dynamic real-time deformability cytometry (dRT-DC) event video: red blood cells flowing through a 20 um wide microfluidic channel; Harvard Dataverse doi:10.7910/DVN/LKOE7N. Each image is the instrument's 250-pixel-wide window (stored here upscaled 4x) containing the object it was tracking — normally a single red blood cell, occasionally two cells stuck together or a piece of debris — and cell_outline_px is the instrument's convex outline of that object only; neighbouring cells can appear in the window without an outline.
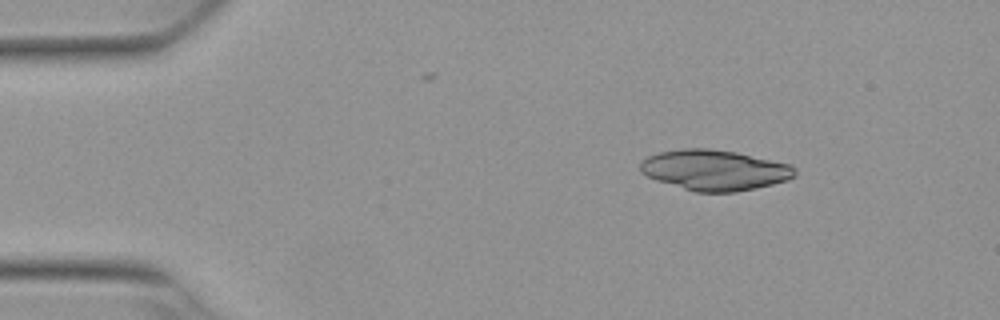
{"species": "Egyptian fruit bat (a non-hibernating species)", "species_latin": "Rousettus aegyptiacus", "temperature_condition": "warm", "stored_images_in_passage": 46, "camera_frame_rate_fps": 3000, "um_per_image_px": 0.085, "animal": {"sex": "female"}, "frame": {"image": 1, "passage_image": 1, "time_ms": 0.0, "image_size_px": [1000, 320], "cell_outline_px": [[796, 176], [788, 180], [756, 188], [736, 192], [696, 192], [656, 180], [640, 172], [640, 164], [648, 156], [660, 152], [680, 148], [708, 148], [736, 152], [792, 164], [796, 168]], "centroid_in_image_um": [60.77, 14.45], "position_along_channel_um": 24.2, "area_um2": 36.59}}